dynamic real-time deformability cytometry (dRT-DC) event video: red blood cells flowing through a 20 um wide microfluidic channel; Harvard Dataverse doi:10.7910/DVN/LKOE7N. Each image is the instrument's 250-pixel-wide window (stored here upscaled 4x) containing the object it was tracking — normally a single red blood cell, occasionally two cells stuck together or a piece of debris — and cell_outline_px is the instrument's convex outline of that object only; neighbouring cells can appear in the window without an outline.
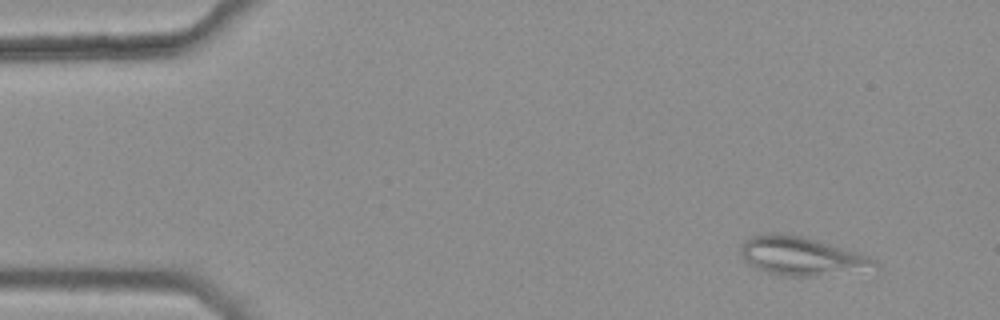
{"species": "common noctule bat (a hibernating species)", "species_latin": "Nyctalus noctula", "temperature_condition": "warm", "stored_images_in_passage": 4, "camera_frame_rate_fps": 3000, "um_per_image_px": 0.085, "animal": {"sex": "female", "body_mass_g": 25.1}, "frame": {"image": 1, "passage_image": 1, "time_ms": 0.0, "image_size_px": [1000, 320], "cell_outline_px": [[880, 268], [816, 276], [784, 276], [768, 272], [756, 268], [744, 260], [740, 252], [740, 248], [744, 240], [752, 236], [780, 232], [800, 236], [868, 256], [880, 260]], "centroid_in_image_um": [68.14, 21.78], "position_along_channel_um": 16.9, "area_um2": 29.77}}